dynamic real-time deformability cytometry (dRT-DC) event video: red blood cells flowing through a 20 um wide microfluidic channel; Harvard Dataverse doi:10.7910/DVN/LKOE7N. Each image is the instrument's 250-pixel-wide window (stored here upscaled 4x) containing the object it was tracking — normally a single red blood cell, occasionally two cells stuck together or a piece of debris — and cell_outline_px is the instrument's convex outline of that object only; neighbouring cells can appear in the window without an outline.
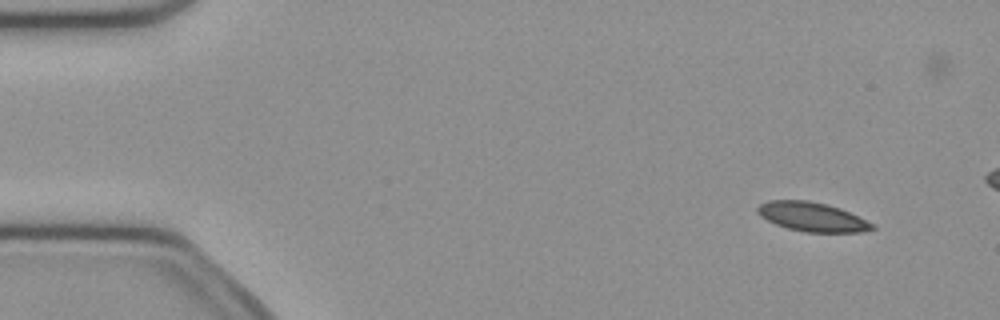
{"species": "common noctule bat (a hibernating species)", "species_latin": "Nyctalus noctula", "temperature_condition": "cold", "stored_images_in_passage": 15, "camera_frame_rate_fps": 3000, "um_per_image_px": 0.085, "animal": {"sex": "female", "body_mass_g": 21.9}, "frame": {"image": 1, "passage_image": 5, "time_ms": 1.333, "image_size_px": [1000, 320], "cell_outline_px": [[876, 228], [860, 232], [804, 232], [788, 228], [776, 224], [760, 216], [756, 212], [756, 208], [760, 204], [768, 200], [808, 200], [828, 204], [840, 208], [876, 224]], "centroid_in_image_um": [69.04, 18.42], "position_along_channel_um": 16.0, "area_um2": 19.59}}